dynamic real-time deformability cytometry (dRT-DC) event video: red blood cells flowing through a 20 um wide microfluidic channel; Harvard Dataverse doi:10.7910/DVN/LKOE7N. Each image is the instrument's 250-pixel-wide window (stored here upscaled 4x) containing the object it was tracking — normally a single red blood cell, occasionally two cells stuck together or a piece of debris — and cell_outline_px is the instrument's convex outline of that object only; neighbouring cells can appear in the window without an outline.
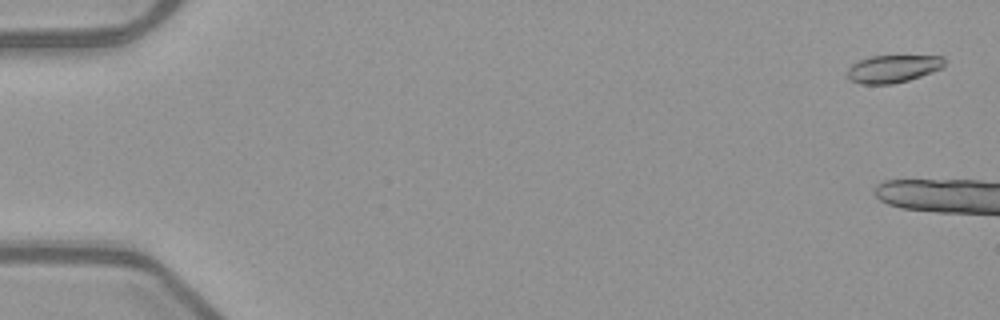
{"species": "common noctule bat (a hibernating species)", "species_latin": "Nyctalus noctula", "temperature_condition": "warm", "stored_images_in_passage": 6, "camera_frame_rate_fps": 3000, "um_per_image_px": 0.085, "animal": {"sex": "female", "body_mass_g": 21.9}, "frame": {"image": 1, "passage_image": 2, "time_ms": 0.333, "image_size_px": [1000, 320], "cell_outline_px": [[944, 68], [908, 80], [892, 84], [860, 84], [852, 80], [848, 76], [848, 68], [852, 64], [860, 60], [872, 56], [944, 56]], "centroid_in_image_um": [75.92, 5.84], "position_along_channel_um": 9.1, "area_um2": 15.49}}